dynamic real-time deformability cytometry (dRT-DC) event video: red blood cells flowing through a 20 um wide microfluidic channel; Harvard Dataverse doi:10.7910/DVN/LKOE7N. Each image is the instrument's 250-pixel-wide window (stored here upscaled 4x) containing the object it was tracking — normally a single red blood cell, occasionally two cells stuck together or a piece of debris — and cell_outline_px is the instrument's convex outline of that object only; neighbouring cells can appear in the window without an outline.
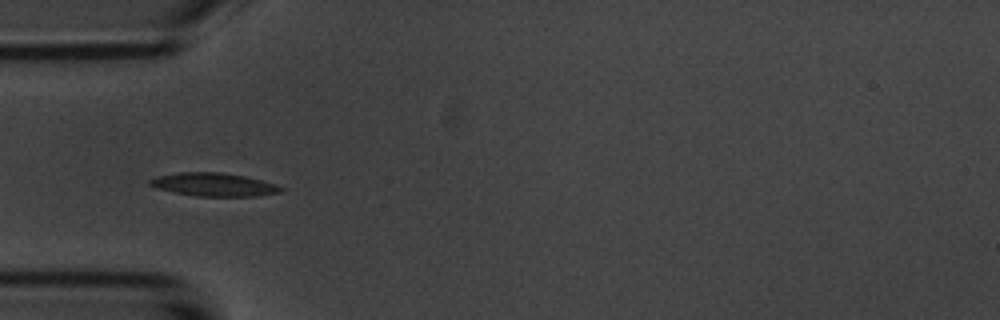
{"species": "common noctule bat (a hibernating species)", "species_latin": "Nyctalus noctula", "temperature_condition": "room temperature", "stored_images_in_passage": 6, "camera_frame_rate_fps": 3000, "um_per_image_px": 0.085, "animal": {"sex": "male", "body_mass_g": 20.1, "forearm_length_mm": 53.5}, "frame": {"image": 1, "passage_image": 4, "time_ms": 3.667, "image_size_px": [1000, 320], "cell_outline_px": [[284, 188], [280, 192], [256, 196], [196, 196], [156, 188], [148, 184], [148, 180], [156, 176], [180, 172], [220, 172], [244, 176], [276, 184]], "centroid_in_image_um": [18.14, 15.68], "position_along_channel_um": 66.9, "area_um2": 17.63}}
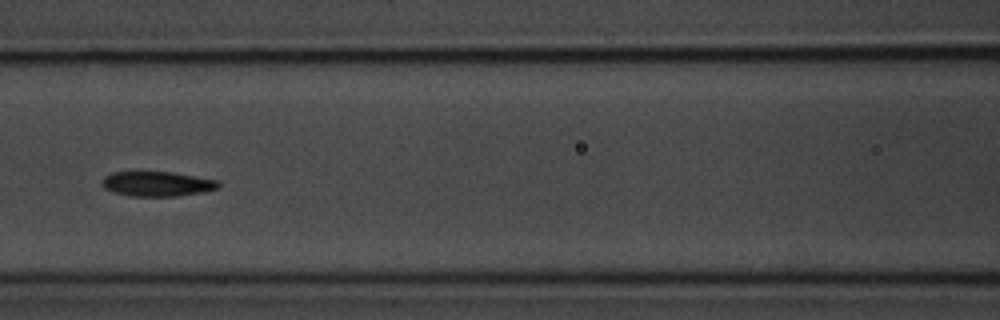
{"frame": {"image": 2, "passage_image": 6, "time_ms": 6.0, "image_size_px": [1000, 320], "cell_outline_px": [[220, 188], [204, 192], [176, 196], [132, 196], [112, 192], [104, 188], [100, 184], [104, 176], [112, 172], [172, 172], [220, 180]], "centroid_in_image_um": [13.37, 15.63], "position_along_channel_um": 153.2, "area_um2": 17.05}}